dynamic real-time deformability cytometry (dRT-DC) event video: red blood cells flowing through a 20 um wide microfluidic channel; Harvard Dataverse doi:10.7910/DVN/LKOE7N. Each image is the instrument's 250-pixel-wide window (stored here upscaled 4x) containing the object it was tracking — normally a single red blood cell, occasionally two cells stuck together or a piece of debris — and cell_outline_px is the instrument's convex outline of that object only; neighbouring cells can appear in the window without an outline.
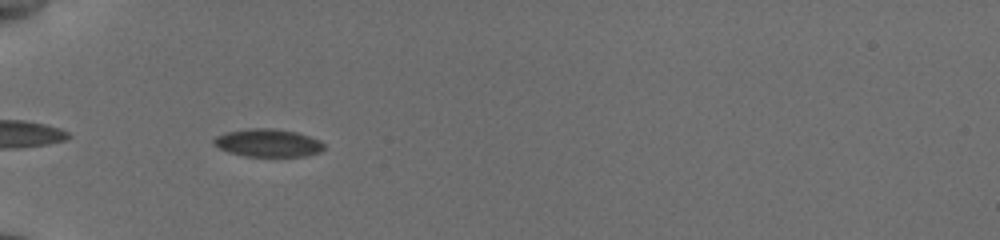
{"species": "common noctule bat (a hibernating species)", "species_latin": "Nyctalus noctula", "temperature_condition": "cold", "stored_images_in_passage": 37, "camera_frame_rate_fps": 3000, "um_per_image_px": 0.085, "animal": {"sex": "female", "body_mass_g": 19.5, "forearm_length_mm": 54.1}, "frame": {"image": 1, "passage_image": 1, "time_ms": 0.0, "image_size_px": [1000, 240], "cell_outline_px": [[324, 148], [320, 152], [304, 156], [244, 156], [228, 152], [212, 144], [212, 140], [216, 136], [224, 132], [248, 128], [276, 128], [296, 132], [320, 140], [324, 144]], "centroid_in_image_um": [22.74, 12.14], "position_along_channel_um": 62.3, "area_um2": 18.03}}
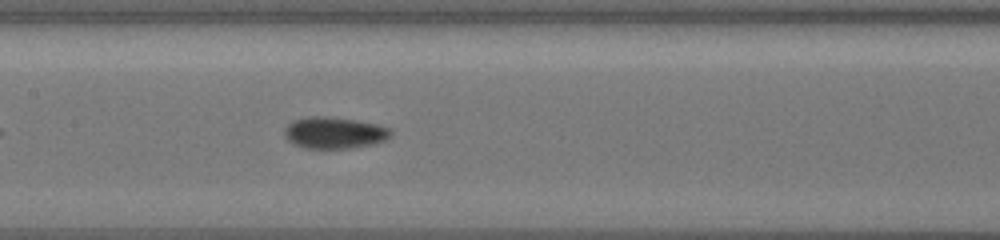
{"frame": {"image": 2, "passage_image": 11, "time_ms": 3.333, "image_size_px": [1000, 240], "cell_outline_px": [[392, 136], [384, 140], [372, 144], [352, 148], [304, 148], [292, 144], [284, 136], [284, 128], [292, 120], [308, 116], [324, 116], [356, 120], [376, 124], [388, 128], [392, 132]], "centroid_in_image_um": [28.37, 11.28], "position_along_channel_um": 179.0, "area_um2": 19.65}}
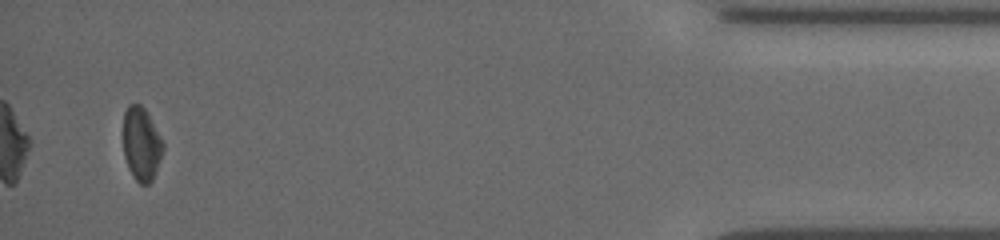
{"frame": {"image": 3, "passage_image": 35, "time_ms": 11.333, "image_size_px": [1000, 240], "cell_outline_px": [[164, 148], [160, 160], [152, 180], [148, 184], [140, 184], [136, 180], [128, 168], [124, 156], [124, 112], [128, 104], [140, 104], [144, 108], [164, 144]], "centroid_in_image_um": [12.01, 12.25], "position_along_channel_um": 423.2, "area_um2": 16.76}, "authors_computed_cell_mechanics": {"area_um2": 18.2648, "velocity_mm_per_s": 3.826, "shape_relaxation_time_tau1_ms": 5.0684, "shape_relaxation_time_tau2_ms": null, "deformation_change_tau1": 0.0796, "deformation_change_tau2": null}}